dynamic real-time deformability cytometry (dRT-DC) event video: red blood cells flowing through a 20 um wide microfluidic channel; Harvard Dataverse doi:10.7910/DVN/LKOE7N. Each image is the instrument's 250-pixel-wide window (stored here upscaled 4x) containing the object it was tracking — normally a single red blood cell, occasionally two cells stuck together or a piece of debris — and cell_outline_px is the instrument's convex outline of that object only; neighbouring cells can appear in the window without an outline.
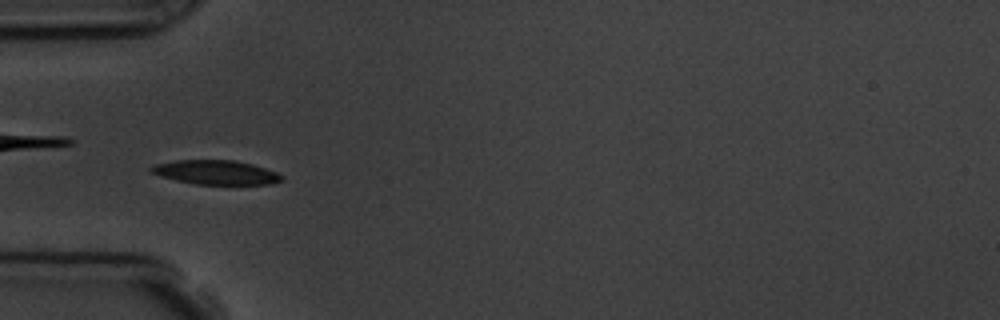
{"species": "common noctule bat (a hibernating species)", "species_latin": "Nyctalus noctula", "temperature_condition": "room temperature", "stored_images_in_passage": 7, "camera_frame_rate_fps": 3000, "um_per_image_px": 0.085, "animal": {"sex": "male", "body_mass_g": 19.5, "forearm_length_mm": 54.6}, "frame": {"image": 1, "passage_image": 5, "time_ms": 5.667, "image_size_px": [1000, 320], "cell_outline_px": [[284, 180], [272, 184], [196, 184], [176, 180], [160, 176], [148, 172], [148, 168], [152, 164], [176, 160], [232, 160], [252, 164], [276, 172], [284, 176]], "centroid_in_image_um": [18.3, 14.65], "position_along_channel_um": 66.7, "area_um2": 18.55}}